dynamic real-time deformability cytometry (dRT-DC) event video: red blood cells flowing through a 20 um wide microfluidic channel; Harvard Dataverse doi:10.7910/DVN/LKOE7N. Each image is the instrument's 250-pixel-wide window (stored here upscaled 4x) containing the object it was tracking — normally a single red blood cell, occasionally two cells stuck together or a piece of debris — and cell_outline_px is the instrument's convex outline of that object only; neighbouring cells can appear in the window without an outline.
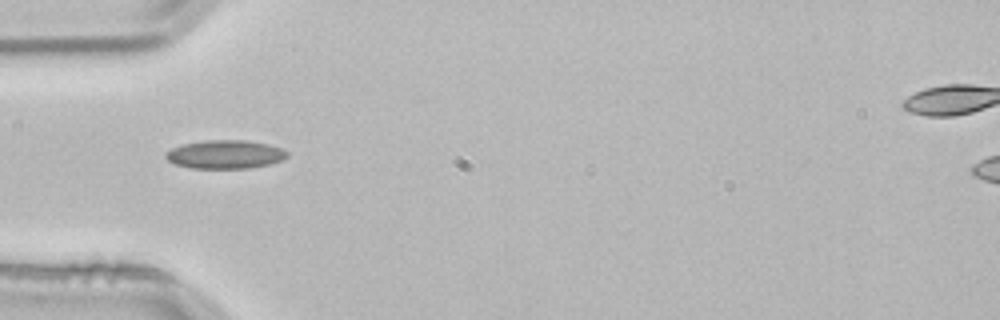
{"species": "common noctule bat (a hibernating species)", "species_latin": "Nyctalus noctula", "temperature_condition": "room temperature", "stored_images_in_passage": 3, "camera_frame_rate_fps": 3000, "um_per_image_px": 0.085, "animal": {"sex": "male", "body_mass_g": 21.5, "forearm_length_mm": 52.0}, "frame": {"image": 1, "passage_image": 3, "time_ms": 0.667, "image_size_px": [1000, 320], "cell_outline_px": [[288, 156], [280, 160], [268, 164], [248, 168], [188, 168], [176, 164], [168, 160], [164, 156], [164, 152], [172, 148], [184, 144], [208, 140], [244, 140], [268, 144], [280, 148], [288, 152]], "centroid_in_image_um": [19.1, 13.12], "position_along_channel_um": 65.9, "area_um2": 20.0}}